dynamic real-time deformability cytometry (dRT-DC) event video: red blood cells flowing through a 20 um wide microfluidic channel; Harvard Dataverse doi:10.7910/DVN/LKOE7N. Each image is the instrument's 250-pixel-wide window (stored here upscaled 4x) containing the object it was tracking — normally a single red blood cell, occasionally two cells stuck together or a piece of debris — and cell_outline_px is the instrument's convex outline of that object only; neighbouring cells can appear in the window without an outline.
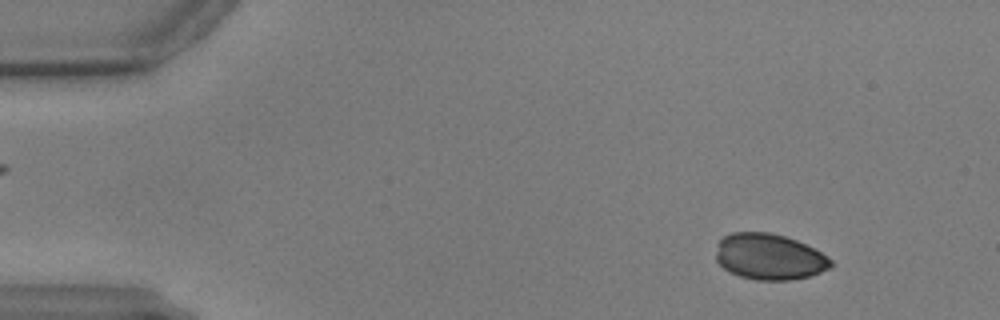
{"species": "common noctule bat (a hibernating species)", "species_latin": "Nyctalus noctula", "temperature_condition": "warm", "stored_images_in_passage": 58, "camera_frame_rate_fps": 3000, "um_per_image_px": 0.085, "animal": {"sex": "male", "body_mass_g": 17.9, "forearm_length_mm": 54.2}, "frame": {"image": 1, "passage_image": 6, "time_ms": 1.667, "image_size_px": [1000, 320], "cell_outline_px": [[832, 268], [808, 276], [792, 280], [756, 280], [740, 276], [724, 268], [716, 260], [716, 244], [724, 236], [732, 232], [768, 232], [784, 236], [796, 240], [828, 256], [832, 260]], "centroid_in_image_um": [65.38, 21.82], "position_along_channel_um": 19.6, "area_um2": 30.75}}
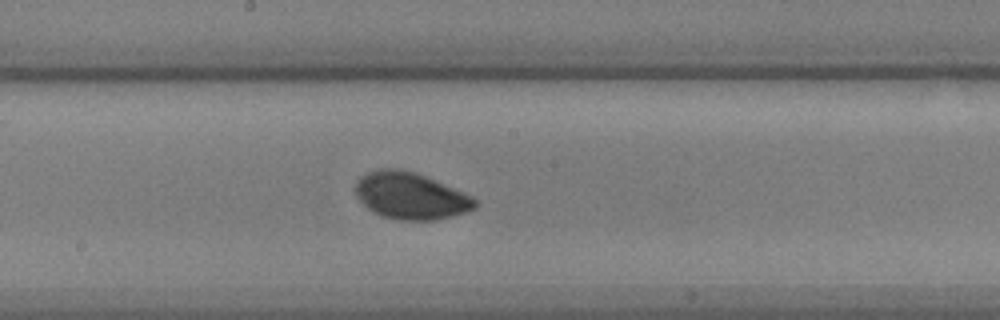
{"frame": {"image": 2, "passage_image": 31, "time_ms": 10.0, "image_size_px": [1000, 320], "cell_outline_px": [[476, 208], [452, 216], [432, 220], [400, 220], [380, 216], [372, 212], [356, 196], [356, 180], [360, 176], [368, 172], [380, 168], [400, 168], [416, 172], [464, 192], [472, 196], [476, 200]], "centroid_in_image_um": [34.88, 16.63], "position_along_channel_um": 213.3, "area_um2": 32.66}}
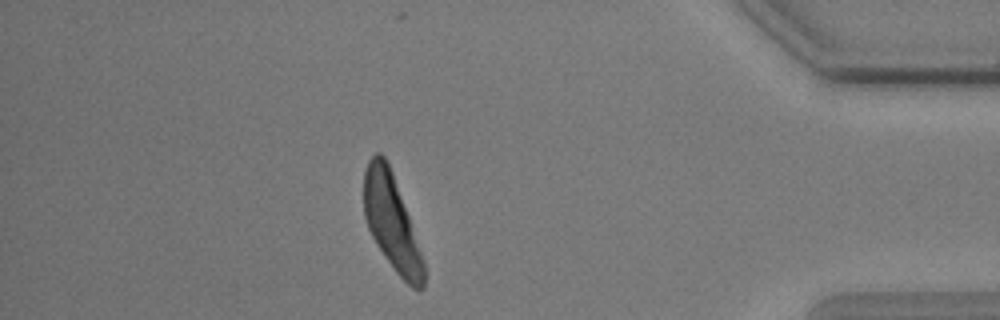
{"frame": {"image": 3, "passage_image": 51, "time_ms": 16.667, "image_size_px": [1000, 320], "cell_outline_px": [[424, 288], [420, 292], [412, 288], [396, 272], [384, 256], [376, 244], [368, 228], [364, 216], [364, 172], [368, 160], [376, 152], [380, 152], [384, 156], [392, 172], [408, 216], [424, 264]], "centroid_in_image_um": [33.26, 18.9], "position_along_channel_um": 401.9, "area_um2": 32.6}}